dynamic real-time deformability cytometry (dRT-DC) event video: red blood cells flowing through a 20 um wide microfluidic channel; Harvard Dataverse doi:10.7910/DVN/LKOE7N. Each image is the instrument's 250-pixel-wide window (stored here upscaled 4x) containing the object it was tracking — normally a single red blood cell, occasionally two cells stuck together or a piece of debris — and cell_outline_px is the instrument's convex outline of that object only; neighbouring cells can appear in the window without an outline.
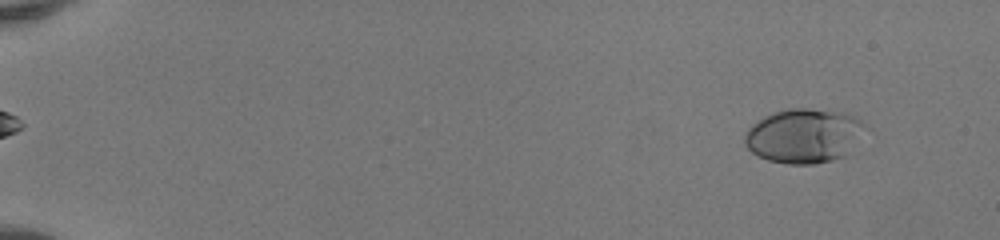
{"species": "human", "species_latin": "Homo sapiens", "temperature_condition": "room temperature", "stored_images_in_passage": 52, "camera_frame_rate_fps": 3000, "um_per_image_px": 0.085, "donor": {"sex": "female"}, "frame": {"image": 1, "passage_image": 5, "time_ms": 1.333, "image_size_px": [1000, 240], "cell_outline_px": [[868, 128], [844, 156], [832, 160], [812, 164], [788, 164], [768, 160], [752, 152], [744, 144], [744, 136], [748, 128], [756, 120], [772, 112], [788, 108], [804, 108], [844, 112], [860, 120]], "centroid_in_image_um": [68.31, 11.53], "position_along_channel_um": 16.7, "area_um2": 38.21}}
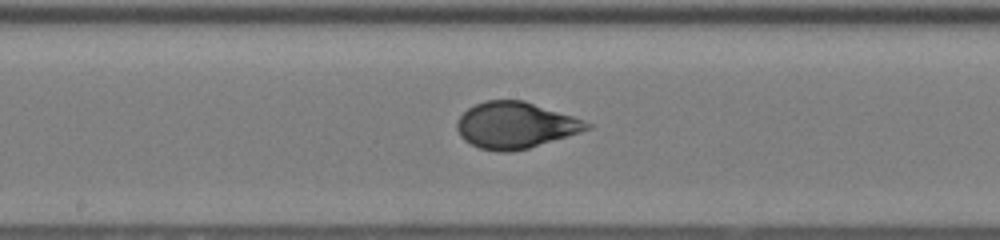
{"frame": {"image": 2, "passage_image": 30, "time_ms": 9.667, "image_size_px": [1000, 240], "cell_outline_px": [[592, 128], [580, 132], [528, 148], [512, 152], [500, 152], [480, 148], [464, 140], [460, 136], [456, 128], [456, 124], [460, 116], [468, 108], [484, 100], [524, 100], [572, 116], [592, 124]], "centroid_in_image_um": [43.78, 10.64], "position_along_channel_um": 204.4, "area_um2": 34.85}}
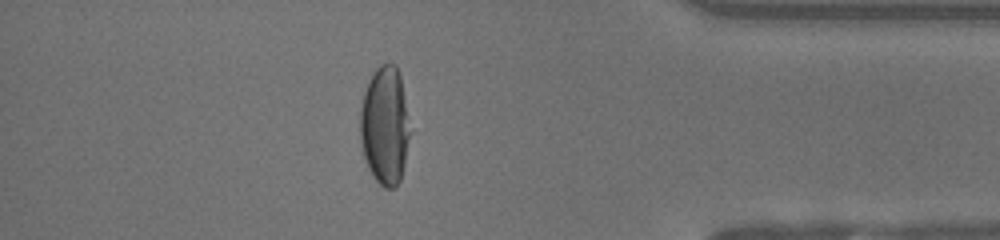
{"frame": {"image": 3, "passage_image": 46, "time_ms": 15.0, "image_size_px": [1000, 240], "cell_outline_px": [[412, 132], [400, 180], [396, 188], [384, 188], [372, 176], [368, 168], [364, 156], [360, 140], [360, 108], [364, 92], [376, 68], [380, 64], [396, 64], [400, 76]], "centroid_in_image_um": [32.73, 10.71], "position_along_channel_um": 402.5, "area_um2": 34.68}, "authors_computed_cell_mechanics": {"area_um2": 35.2291, "velocity_mm_per_s": 4.1462, "shape_relaxation_time_tau1_ms": 5.0018, "shape_relaxation_time_tau2_ms": null, "deformation_change_tau1": 0.2332, "deformation_change_tau2": null}}